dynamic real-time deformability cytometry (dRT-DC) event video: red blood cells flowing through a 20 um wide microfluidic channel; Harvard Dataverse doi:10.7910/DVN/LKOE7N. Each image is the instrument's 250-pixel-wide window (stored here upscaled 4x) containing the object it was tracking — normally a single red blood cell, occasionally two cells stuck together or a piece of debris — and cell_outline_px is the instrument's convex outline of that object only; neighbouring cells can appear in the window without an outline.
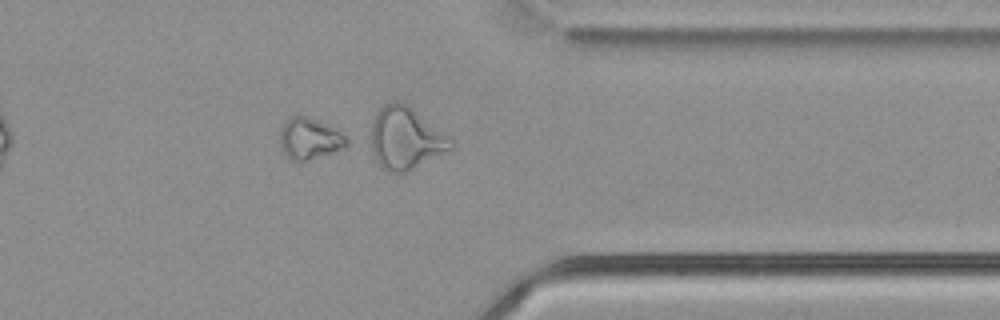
{"species": "common noctule bat (a hibernating species)", "species_latin": "Nyctalus noctula", "temperature_condition": "cold", "stored_images_in_passage": 37, "camera_frame_rate_fps": 3000, "um_per_image_px": 0.085, "animal": {"sex": "male", "body_mass_g": 21.5, "forearm_length_mm": 52.0}, "frame": {"image": 1, "passage_image": 27, "time_ms": 8.667, "image_size_px": [1000, 320], "cell_outline_px": [[348, 144], [344, 148], [308, 160], [292, 160], [284, 156], [280, 152], [280, 128], [292, 116], [308, 116], [332, 124], [348, 140]], "centroid_in_image_um": [26.3, 11.77], "position_along_channel_um": 385.1, "area_um2": 16.3}}